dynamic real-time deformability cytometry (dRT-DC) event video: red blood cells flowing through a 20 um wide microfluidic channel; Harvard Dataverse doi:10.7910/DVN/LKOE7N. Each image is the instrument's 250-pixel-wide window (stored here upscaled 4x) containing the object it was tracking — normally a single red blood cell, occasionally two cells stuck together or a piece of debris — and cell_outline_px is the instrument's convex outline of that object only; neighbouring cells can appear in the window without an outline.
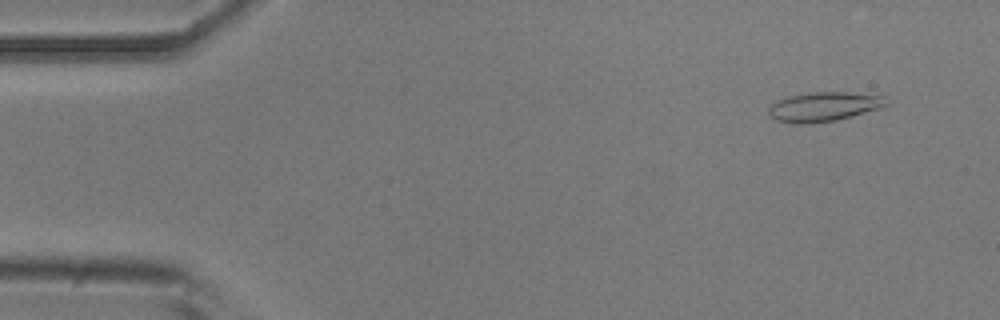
{"species": "common noctule bat (a hibernating species)", "species_latin": "Nyctalus noctula", "temperature_condition": "room temperature", "stored_images_in_passage": 51, "camera_frame_rate_fps": 3000, "um_per_image_px": 0.085, "animal": {"sex": "male", "body_mass_g": 20.5, "forearm_length_mm": 52.5}, "frame": {"image": 1, "passage_image": 4, "time_ms": 1.0, "image_size_px": [1000, 320], "cell_outline_px": [[888, 104], [880, 108], [836, 120], [808, 124], [796, 124], [776, 120], [768, 112], [768, 108], [776, 100], [788, 96], [808, 92], [848, 92], [888, 96]], "centroid_in_image_um": [70.04, 9.06], "position_along_channel_um": 15.0, "area_um2": 20.29}}
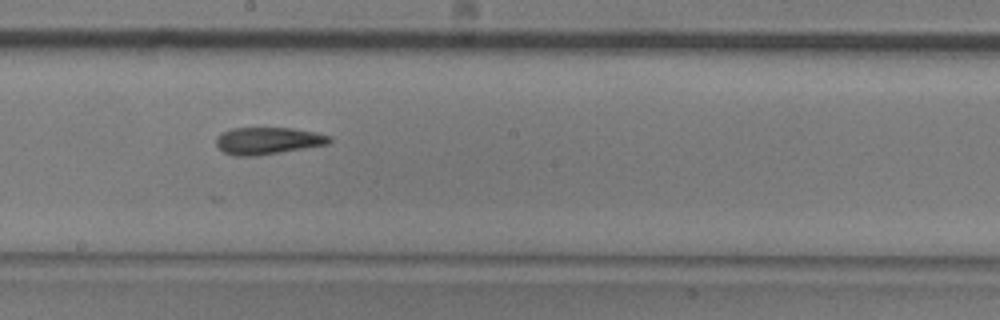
{"frame": {"image": 2, "passage_image": 28, "time_ms": 9.0, "image_size_px": [1000, 320], "cell_outline_px": [[332, 140], [328, 144], [256, 156], [232, 156], [224, 152], [216, 144], [216, 140], [224, 132], [232, 128], [292, 128], [332, 136]], "centroid_in_image_um": [22.78, 11.97], "position_along_channel_um": 225.4, "area_um2": 17.63}}
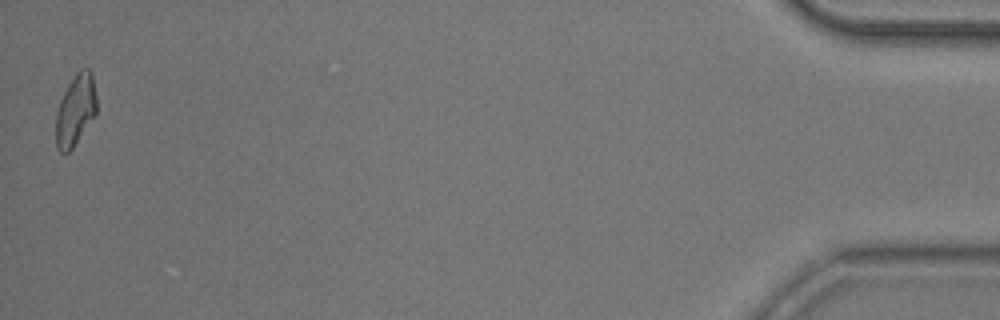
{"frame": {"image": 3, "passage_image": 51, "time_ms": 16.667, "image_size_px": [1000, 320], "cell_outline_px": [[96, 116], [72, 148], [68, 152], [60, 152], [56, 148], [56, 112], [60, 100], [68, 84], [76, 72], [80, 68], [88, 68], [92, 72], [96, 96]], "centroid_in_image_um": [6.43, 9.34], "position_along_channel_um": 428.8, "area_um2": 17.05}, "authors_computed_cell_mechanics": {"area_um2": 17.8602, "velocity_mm_per_s": 3.8896, "shape_relaxation_time_tau1_ms": 7.5429, "shape_relaxation_time_tau2_ms": 3.1513, "deformation_change_tau1": 0.1772, "deformation_change_tau2": 0.1129}}